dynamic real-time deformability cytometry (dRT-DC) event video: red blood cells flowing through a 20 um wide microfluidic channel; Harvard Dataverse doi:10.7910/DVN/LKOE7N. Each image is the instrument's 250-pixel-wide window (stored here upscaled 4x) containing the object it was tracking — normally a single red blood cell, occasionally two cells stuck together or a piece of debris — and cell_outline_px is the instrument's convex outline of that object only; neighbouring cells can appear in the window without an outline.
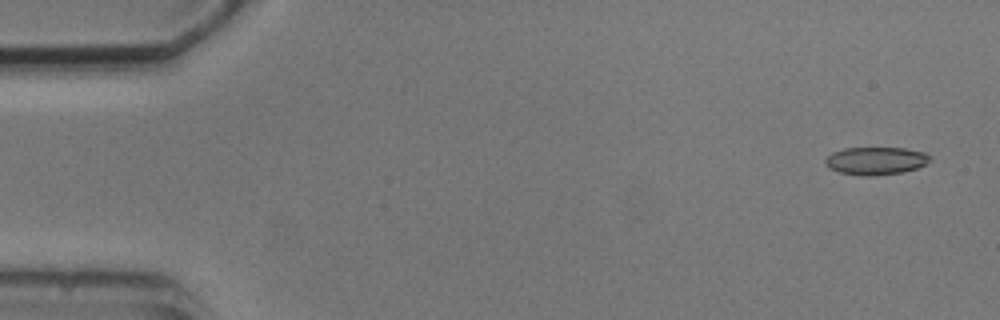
{"species": "common noctule bat (a hibernating species)", "species_latin": "Nyctalus noctula", "temperature_condition": "cold", "stored_images_in_passage": 4, "camera_frame_rate_fps": 3000, "um_per_image_px": 0.085, "animal": {"sex": "male", "body_mass_g": 20.5, "forearm_length_mm": 52.5}, "frame": {"image": 1, "passage_image": 1, "time_ms": 0.0, "image_size_px": [1000, 320], "cell_outline_px": [[932, 156], [924, 164], [916, 168], [900, 172], [872, 176], [864, 176], [840, 172], [828, 168], [824, 164], [824, 160], [832, 152], [844, 148], [904, 148], [924, 152]], "centroid_in_image_um": [74.39, 13.66], "position_along_channel_um": 10.6, "area_um2": 16.82}}
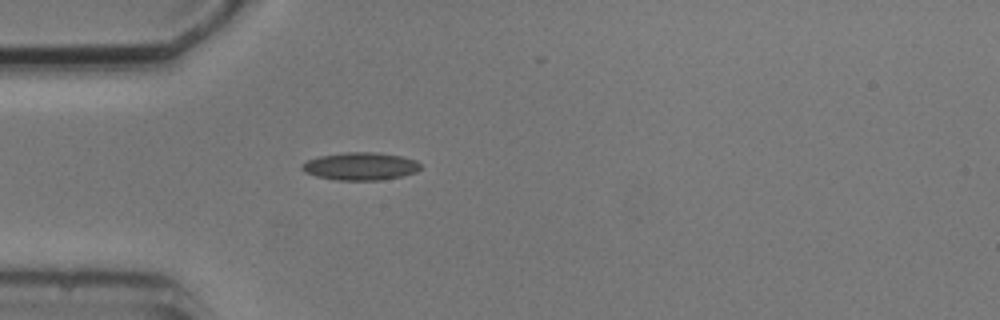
{"frame": {"image": 2, "passage_image": 4, "time_ms": 4.333, "image_size_px": [1000, 320], "cell_outline_px": [[420, 168], [416, 172], [404, 176], [380, 180], [336, 180], [316, 176], [304, 172], [300, 168], [300, 164], [308, 160], [320, 156], [344, 152], [380, 152], [400, 156], [416, 160], [420, 164]], "centroid_in_image_um": [30.63, 14.13], "position_along_channel_um": 54.4, "area_um2": 19.31}}